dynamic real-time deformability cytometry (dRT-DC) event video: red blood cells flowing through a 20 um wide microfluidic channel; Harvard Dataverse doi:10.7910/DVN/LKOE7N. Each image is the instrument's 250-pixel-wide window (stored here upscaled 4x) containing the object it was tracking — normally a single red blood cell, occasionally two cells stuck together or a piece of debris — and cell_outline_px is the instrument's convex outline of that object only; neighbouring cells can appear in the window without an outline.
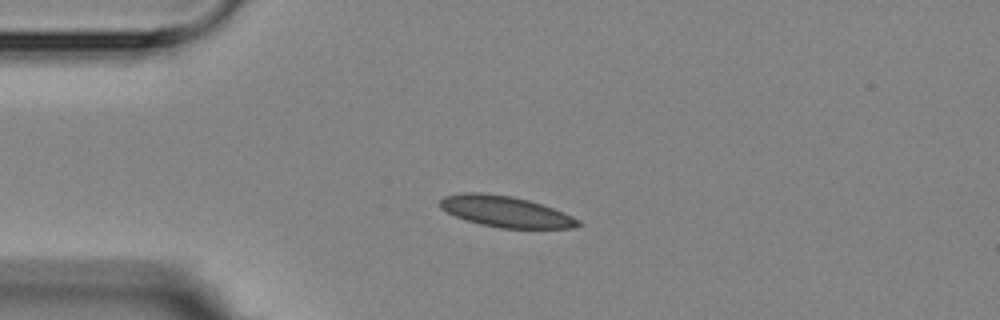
{"species": "Egyptian fruit bat (a non-hibernating species)", "species_latin": "Rousettus aegyptiacus", "temperature_condition": "room temperature", "stored_images_in_passage": 5, "camera_frame_rate_fps": 3000, "um_per_image_px": 0.085, "animal": {"sex": "female"}, "frame": {"image": 1, "passage_image": 3, "time_ms": 2.333, "image_size_px": [1000, 320], "cell_outline_px": [[584, 224], [576, 228], [500, 228], [480, 224], [464, 220], [440, 208], [440, 200], [444, 196], [460, 192], [484, 192], [512, 196], [528, 200], [564, 212], [580, 220]], "centroid_in_image_um": [42.98, 17.98], "position_along_channel_um": 42.0, "area_um2": 25.14}}
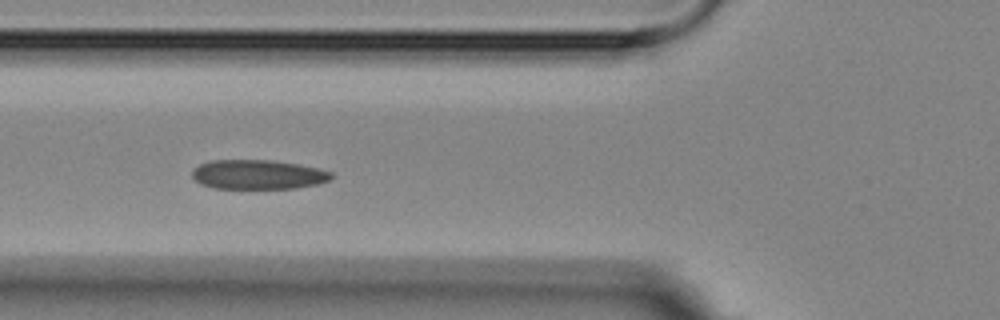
{"frame": {"image": 2, "passage_image": 5, "time_ms": 4.667, "image_size_px": [1000, 320], "cell_outline_px": [[332, 176], [328, 180], [316, 184], [296, 188], [212, 188], [200, 184], [192, 176], [192, 168], [208, 160], [272, 160], [296, 164], [316, 168], [332, 172]], "centroid_in_image_um": [21.86, 14.83], "position_along_channel_um": 103.9, "area_um2": 23.76}}